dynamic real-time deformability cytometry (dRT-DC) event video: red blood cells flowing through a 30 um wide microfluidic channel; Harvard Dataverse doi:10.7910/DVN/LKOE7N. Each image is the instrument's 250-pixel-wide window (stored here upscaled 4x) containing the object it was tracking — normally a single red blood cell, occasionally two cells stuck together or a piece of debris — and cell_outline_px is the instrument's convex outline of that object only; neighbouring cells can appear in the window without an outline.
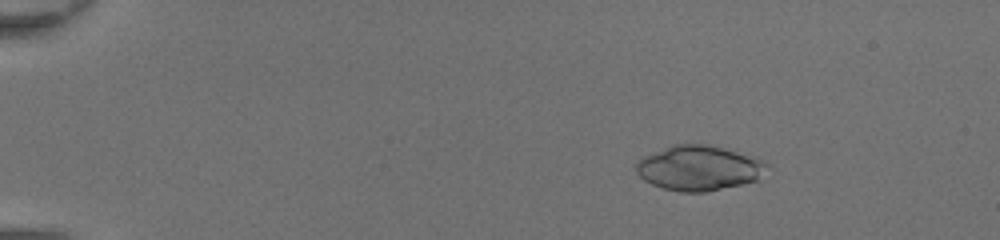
{"species": "common noctule bat (a hibernating species)", "species_latin": "Nyctalus noctula", "temperature_condition": "room temperature", "stored_images_in_passage": 49, "camera_frame_rate_fps": 3000, "um_per_image_px": 0.085, "animal": {"sex": "female", "body_mass_g": 20.0, "forearm_length_mm": 54.0}, "frame": {"image": 1, "passage_image": 9, "time_ms": 2.667, "image_size_px": [1000, 240], "cell_outline_px": [[768, 164], [756, 180], [740, 184], [704, 192], [680, 192], [664, 188], [652, 184], [644, 180], [636, 172], [636, 164], [640, 156], [672, 144], [708, 144], [756, 156], [764, 160]], "centroid_in_image_um": [59.36, 14.25], "position_along_channel_um": 25.6, "area_um2": 34.33}}